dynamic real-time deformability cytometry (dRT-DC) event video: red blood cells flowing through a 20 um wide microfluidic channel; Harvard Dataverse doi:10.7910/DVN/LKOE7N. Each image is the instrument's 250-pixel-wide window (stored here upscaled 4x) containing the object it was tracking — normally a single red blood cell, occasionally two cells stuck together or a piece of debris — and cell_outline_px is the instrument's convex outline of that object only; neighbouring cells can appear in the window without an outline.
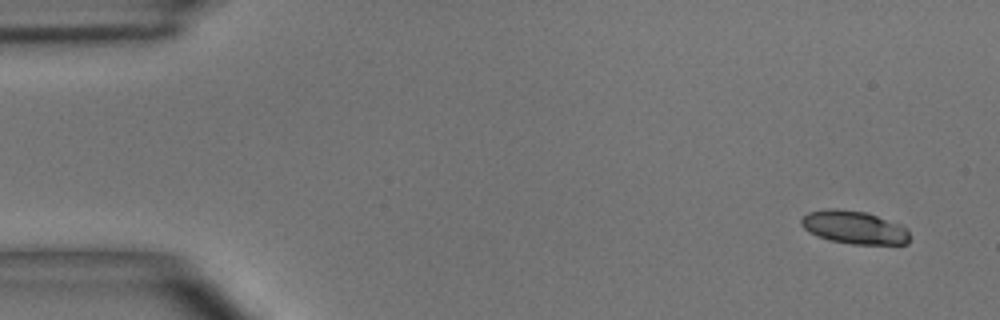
{"species": "common noctule bat (a hibernating species)", "species_latin": "Nyctalus noctula", "temperature_condition": "room temperature", "stored_images_in_passage": 6, "camera_frame_rate_fps": 3000, "um_per_image_px": 0.085, "animal": {"sex": "male", "body_mass_g": 15.6}, "frame": {"image": 1, "passage_image": 1, "time_ms": 0.0, "image_size_px": [1000, 320], "cell_outline_px": [[908, 244], [852, 244], [828, 240], [804, 228], [800, 224], [800, 220], [808, 212], [828, 208], [836, 208], [864, 212], [904, 224], [908, 228]], "centroid_in_image_um": [72.64, 19.32], "position_along_channel_um": 12.4, "area_um2": 20.92}}
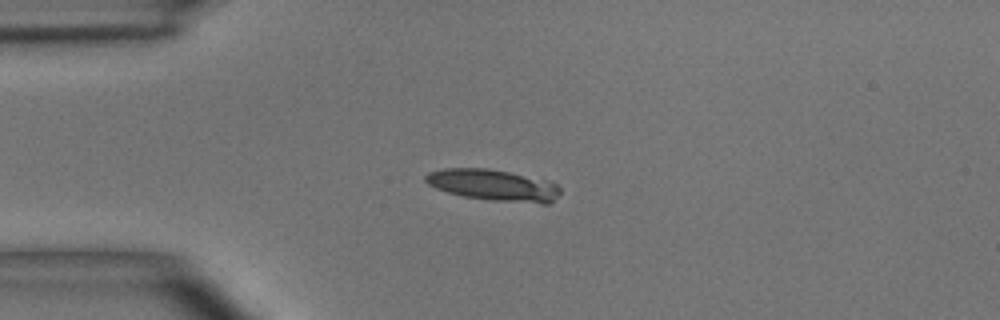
{"frame": {"image": 2, "passage_image": 3, "time_ms": 3.333, "image_size_px": [1000, 320], "cell_outline_px": [[560, 192], [548, 204], [544, 204], [492, 200], [464, 196], [448, 192], [436, 188], [428, 184], [424, 180], [424, 176], [428, 172], [444, 168], [488, 168], [508, 172], [556, 184], [560, 188]], "centroid_in_image_um": [41.87, 15.74], "position_along_channel_um": 43.1, "area_um2": 24.16}}